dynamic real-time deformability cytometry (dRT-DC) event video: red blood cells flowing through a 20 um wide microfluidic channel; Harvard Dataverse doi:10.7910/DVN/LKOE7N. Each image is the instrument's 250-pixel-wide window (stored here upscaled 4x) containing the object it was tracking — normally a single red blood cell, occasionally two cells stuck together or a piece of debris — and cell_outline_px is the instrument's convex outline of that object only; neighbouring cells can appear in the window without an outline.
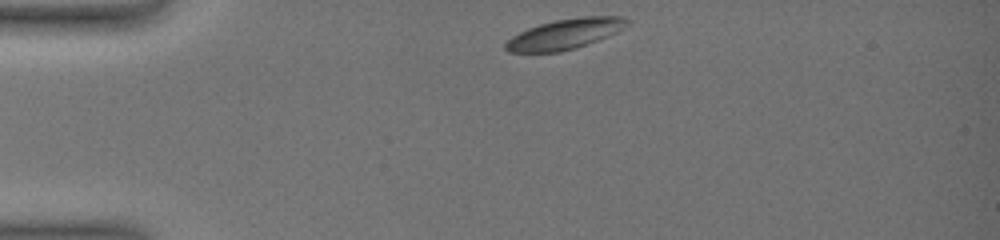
{"species": "common noctule bat (a hibernating species)", "species_latin": "Nyctalus noctula", "temperature_condition": "warm", "stored_images_in_passage": 44, "camera_frame_rate_fps": 3000, "um_per_image_px": 0.085, "animal": {"sex": "female", "body_mass_g": 19.0, "forearm_length_mm": 51.5}, "frame": {"image": 1, "passage_image": 1, "time_ms": 0.0, "image_size_px": [1000, 240], "cell_outline_px": [[632, 24], [608, 36], [576, 48], [560, 52], [508, 52], [504, 48], [504, 44], [512, 36], [528, 28], [540, 24], [556, 20], [580, 16], [624, 16], [632, 20]], "centroid_in_image_um": [48.08, 2.88], "position_along_channel_um": 36.9, "area_um2": 21.62}}
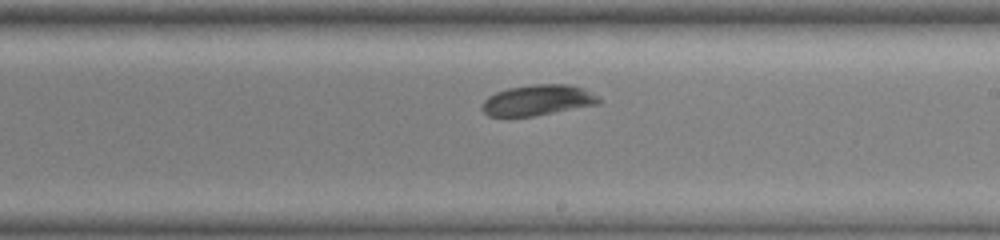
{"frame": {"image": 2, "passage_image": 20, "time_ms": 6.667, "image_size_px": [1000, 240], "cell_outline_px": [[600, 104], [536, 116], [488, 116], [480, 108], [484, 100], [488, 96], [496, 92], [508, 88], [532, 84], [568, 84], [584, 88], [596, 96], [600, 100]], "centroid_in_image_um": [45.7, 8.52], "position_along_channel_um": 243.3, "area_um2": 20.98}}
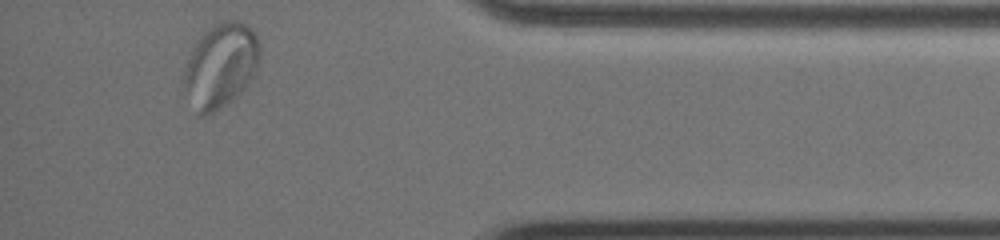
{"frame": {"image": 3, "passage_image": 44, "time_ms": 11.667, "image_size_px": [1000, 240], "cell_outline_px": [[260, 56], [256, 68], [252, 76], [244, 88], [236, 96], [212, 112], [204, 116], [196, 116], [184, 84], [184, 72], [188, 60], [196, 40], [208, 28], [224, 20], [236, 20], [252, 28], [260, 44]], "centroid_in_image_um": [18.76, 5.54], "position_along_channel_um": 416.4, "area_um2": 36.82}, "authors_computed_cell_mechanics": {"area_um2": 21.5594, "velocity_mm_per_s": 3.8281, "shape_relaxation_time_tau1_ms": 2.9121, "shape_relaxation_time_tau2_ms": null, "deformation_change_tau1": 0.1362, "deformation_change_tau2": null}}